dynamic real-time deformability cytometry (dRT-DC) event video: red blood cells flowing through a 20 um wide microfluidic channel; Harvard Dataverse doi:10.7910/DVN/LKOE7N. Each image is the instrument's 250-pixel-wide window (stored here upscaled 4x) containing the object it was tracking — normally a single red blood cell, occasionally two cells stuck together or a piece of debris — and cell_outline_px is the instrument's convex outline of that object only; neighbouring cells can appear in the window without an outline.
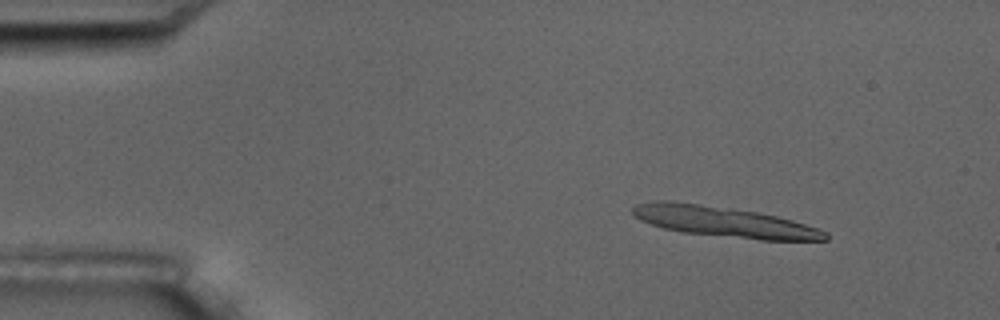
{"species": "common noctule bat (a hibernating species)", "species_latin": "Nyctalus noctula", "temperature_condition": "room temperature", "stored_images_in_passage": 5, "segment_of_instrument_passage": [1, 2], "camera_frame_rate_fps": 3000, "um_per_image_px": 0.085, "animal": {"sex": "male", "body_mass_g": 17.5, "forearm_length_mm": 52.3}, "frame": {"image": 1, "passage_image": 2, "time_ms": 1.333, "image_size_px": [1000, 320], "cell_outline_px": [[828, 240], [760, 240], [684, 232], [664, 228], [652, 224], [636, 216], [632, 212], [632, 208], [636, 204], [656, 200], [672, 200], [756, 212], [776, 216], [792, 220], [828, 232]], "centroid_in_image_um": [61.54, 18.85], "position_along_channel_um": 23.5, "area_um2": 33.76}}